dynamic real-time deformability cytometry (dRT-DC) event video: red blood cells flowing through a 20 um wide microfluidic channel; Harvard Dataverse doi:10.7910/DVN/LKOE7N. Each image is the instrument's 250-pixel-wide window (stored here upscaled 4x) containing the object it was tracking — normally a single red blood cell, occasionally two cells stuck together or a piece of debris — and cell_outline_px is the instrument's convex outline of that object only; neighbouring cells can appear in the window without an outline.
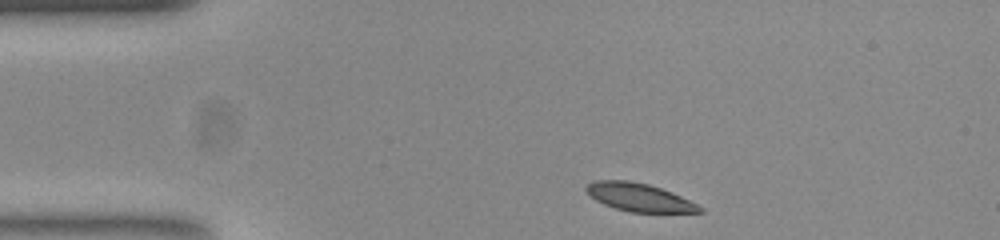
{"species": "common noctule bat (a hibernating species)", "species_latin": "Nyctalus noctula", "temperature_condition": "room temperature", "stored_images_in_passage": 45, "camera_frame_rate_fps": 3000, "um_per_image_px": 0.085, "animal": {"sex": "female", "body_mass_g": 23.0, "forearm_length_mm": 53.4}, "frame": {"image": 1, "passage_image": 1, "time_ms": 0.0, "image_size_px": [1000, 240], "cell_outline_px": [[704, 212], [632, 212], [616, 208], [604, 204], [596, 200], [584, 188], [588, 184], [596, 180], [628, 180], [648, 184], [672, 192], [704, 208]], "centroid_in_image_um": [54.33, 16.77], "position_along_channel_um": 30.7, "area_um2": 18.26}}
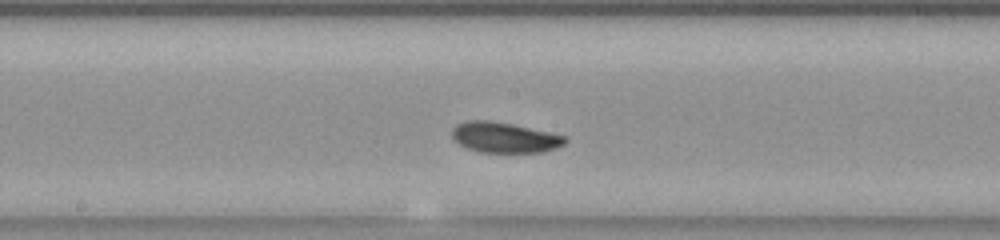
{"frame": {"image": 2, "passage_image": 19, "time_ms": 6.0, "image_size_px": [1000, 240], "cell_outline_px": [[568, 140], [564, 144], [556, 148], [544, 152], [480, 152], [468, 148], [452, 140], [452, 128], [456, 124], [468, 120], [488, 120], [512, 124], [548, 132], [564, 136]], "centroid_in_image_um": [42.85, 11.68], "position_along_channel_um": 205.4, "area_um2": 20.0}}
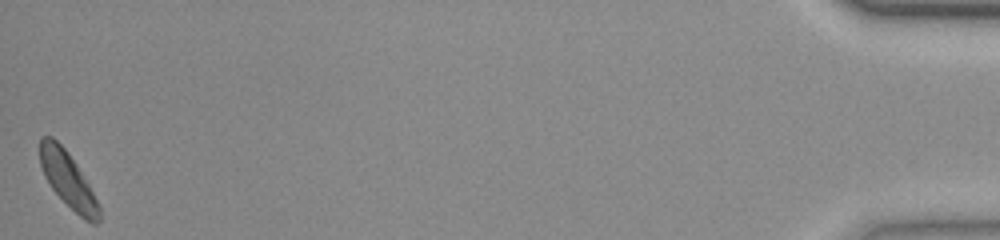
{"frame": {"image": 3, "passage_image": 45, "time_ms": 14.667, "image_size_px": [1000, 240], "cell_outline_px": [[100, 220], [96, 224], [92, 224], [84, 220], [52, 188], [44, 176], [40, 164], [40, 136], [52, 136], [68, 152], [76, 164], [88, 184], [100, 208]], "centroid_in_image_um": [5.76, 15.27], "position_along_channel_um": 429.4, "area_um2": 18.67}, "authors_computed_cell_mechanics": {"area_um2": 19.8254, "velocity_mm_per_s": 3.739, "shape_relaxation_time_tau1_ms": 4.6096, "shape_relaxation_time_tau2_ms": null, "deformation_change_tau1": 0.1251, "deformation_change_tau2": null}}